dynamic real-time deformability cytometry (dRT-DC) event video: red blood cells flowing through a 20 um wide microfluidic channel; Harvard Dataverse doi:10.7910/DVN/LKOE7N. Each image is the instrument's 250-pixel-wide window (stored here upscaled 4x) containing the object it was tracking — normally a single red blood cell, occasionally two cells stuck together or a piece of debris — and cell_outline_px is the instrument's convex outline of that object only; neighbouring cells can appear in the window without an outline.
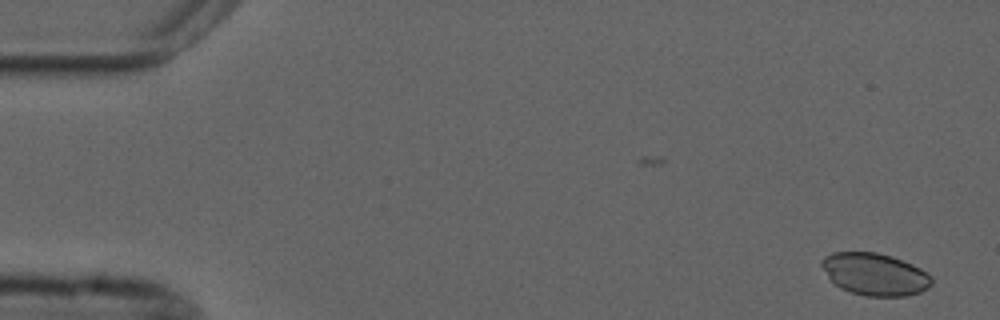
{"species": "common noctule bat (a hibernating species)", "species_latin": "Nyctalus noctula", "temperature_condition": "cold", "stored_images_in_passage": 4, "camera_frame_rate_fps": 3000, "um_per_image_px": 0.085, "animal": {"sex": "male", "forearm_length_mm": 52.5}, "frame": {"image": 1, "passage_image": 1, "time_ms": 0.0, "image_size_px": [1000, 320], "cell_outline_px": [[932, 284], [920, 292], [904, 296], [864, 296], [840, 288], [828, 276], [820, 264], [820, 260], [824, 256], [832, 252], [876, 252], [912, 264], [920, 268], [932, 276]], "centroid_in_image_um": [74.34, 23.31], "position_along_channel_um": 10.7, "area_um2": 26.88}}